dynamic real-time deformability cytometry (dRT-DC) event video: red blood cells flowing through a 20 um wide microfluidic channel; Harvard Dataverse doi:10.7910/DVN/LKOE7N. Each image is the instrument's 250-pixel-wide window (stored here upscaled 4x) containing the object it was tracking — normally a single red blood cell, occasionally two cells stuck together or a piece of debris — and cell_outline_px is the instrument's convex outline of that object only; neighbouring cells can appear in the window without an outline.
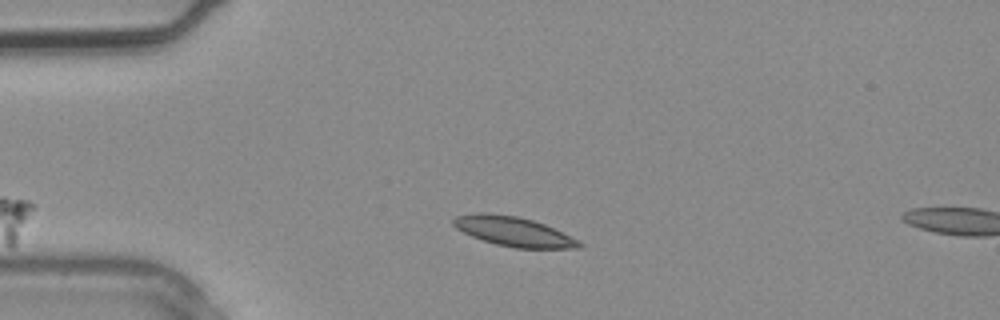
{"species": "common noctule bat (a hibernating species)", "species_latin": "Nyctalus noctula", "temperature_condition": "warm", "stored_images_in_passage": 4, "segment_of_instrument_passage": [1, 2], "camera_frame_rate_fps": 3000, "um_per_image_px": 0.085, "animal": {"sex": "male", "body_mass_g": 20.4}, "frame": {"image": 1, "passage_image": 3, "time_ms": 0.667, "image_size_px": [1000, 320], "cell_outline_px": [[584, 244], [580, 248], [516, 248], [496, 244], [472, 236], [456, 228], [452, 224], [452, 220], [456, 216], [476, 212], [484, 212], [516, 216], [532, 220], [544, 224]], "centroid_in_image_um": [43.6, 19.67], "position_along_channel_um": 41.4, "area_um2": 21.27}}